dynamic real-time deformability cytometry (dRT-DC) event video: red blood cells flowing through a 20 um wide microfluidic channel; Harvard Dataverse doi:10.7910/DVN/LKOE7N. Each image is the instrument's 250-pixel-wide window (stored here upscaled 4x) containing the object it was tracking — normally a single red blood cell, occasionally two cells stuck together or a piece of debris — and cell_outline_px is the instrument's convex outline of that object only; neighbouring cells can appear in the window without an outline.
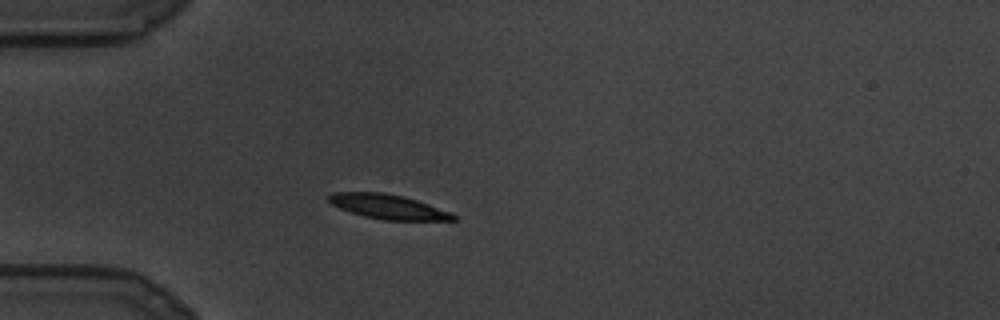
{"species": "common noctule bat (a hibernating species)", "species_latin": "Nyctalus noctula", "temperature_condition": "cold", "stored_images_in_passage": 21, "camera_frame_rate_fps": 3000, "um_per_image_px": 0.085, "animal": {"sex": "male", "body_mass_g": 19.5, "forearm_length_mm": 54.6}, "frame": {"image": 1, "passage_image": 1, "time_ms": 0.0, "image_size_px": [1000, 320], "cell_outline_px": [[456, 220], [384, 220], [364, 216], [340, 208], [332, 204], [328, 200], [328, 196], [332, 192], [384, 192], [404, 196], [428, 204], [448, 212], [456, 216]], "centroid_in_image_um": [32.95, 17.56], "position_along_channel_um": 52.1, "area_um2": 17.57}}
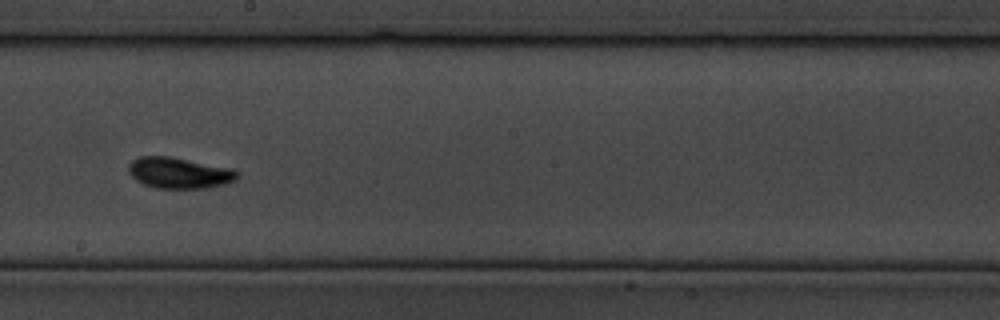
{"frame": {"image": 2, "passage_image": 9, "time_ms": 2.667, "image_size_px": [1000, 320], "cell_outline_px": [[240, 176], [236, 180], [224, 184], [208, 188], [156, 188], [144, 184], [136, 180], [128, 172], [128, 164], [132, 160], [140, 156], [168, 156], [232, 168], [240, 172]], "centroid_in_image_um": [15.25, 14.69], "position_along_channel_um": 233.0, "area_um2": 19.77}}
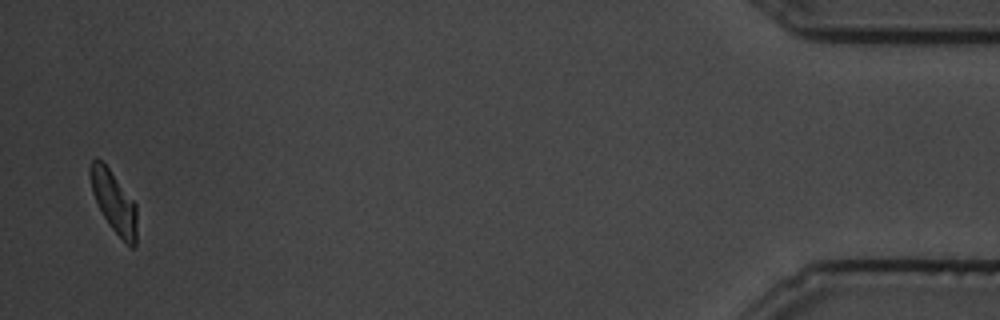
{"frame": {"image": 3, "passage_image": 20, "time_ms": 6.333, "image_size_px": [1000, 320], "cell_outline_px": [[136, 244], [132, 248], [112, 228], [104, 216], [92, 192], [88, 176], [88, 168], [92, 160], [96, 156], [108, 168], [136, 204]], "centroid_in_image_um": [9.65, 17.11], "position_along_channel_um": 425.6, "area_um2": 16.36}}